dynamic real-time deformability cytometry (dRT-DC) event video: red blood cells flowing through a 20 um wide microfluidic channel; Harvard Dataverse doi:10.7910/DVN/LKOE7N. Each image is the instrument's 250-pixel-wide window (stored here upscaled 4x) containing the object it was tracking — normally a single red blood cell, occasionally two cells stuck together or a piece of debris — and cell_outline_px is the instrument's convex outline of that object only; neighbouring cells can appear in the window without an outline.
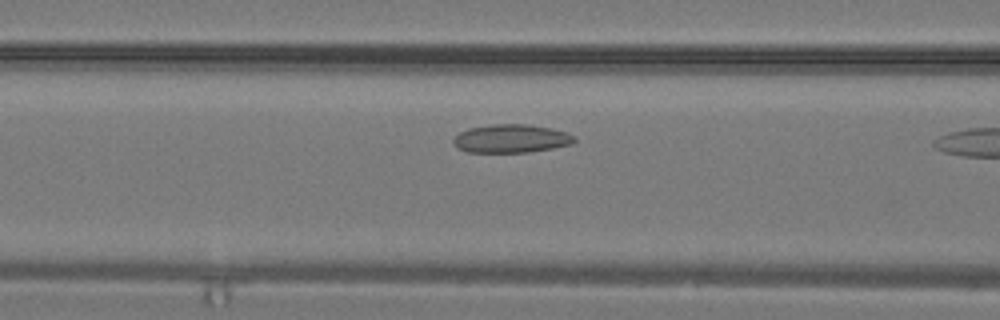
{"species": "common noctule bat (a hibernating species)", "species_latin": "Nyctalus noctula", "temperature_condition": "warm", "stored_images_in_passage": 10, "camera_frame_rate_fps": 3000, "um_per_image_px": 0.085, "animal": {"sex": "male", "body_mass_g": 19.2, "forearm_length_mm": 51.8}, "frame": {"image": 1, "passage_image": 9, "time_ms": 2.667, "image_size_px": [1000, 320], "cell_outline_px": [[576, 140], [572, 144], [552, 148], [528, 152], [468, 152], [456, 148], [452, 144], [452, 140], [460, 132], [468, 128], [492, 124], [524, 124], [552, 128], [576, 136]], "centroid_in_image_um": [43.42, 11.78], "position_along_channel_um": 123.2, "area_um2": 20.06}}